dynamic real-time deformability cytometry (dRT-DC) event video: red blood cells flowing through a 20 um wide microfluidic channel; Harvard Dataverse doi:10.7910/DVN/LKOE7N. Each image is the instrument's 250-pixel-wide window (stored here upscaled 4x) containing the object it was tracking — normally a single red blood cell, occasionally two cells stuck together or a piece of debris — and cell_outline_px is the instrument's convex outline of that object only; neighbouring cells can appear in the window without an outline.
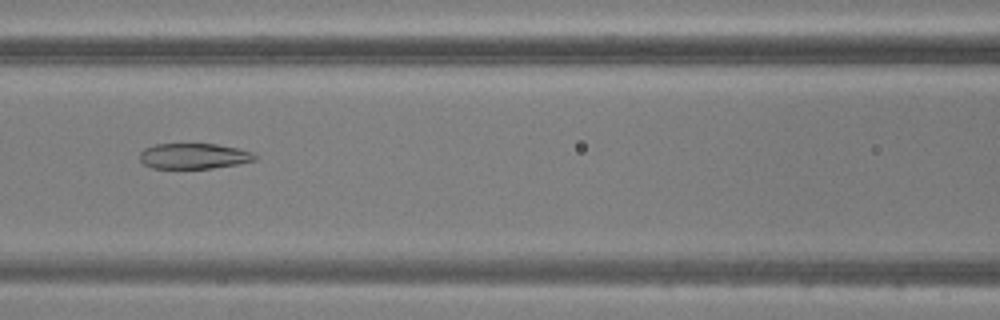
{"species": "common noctule bat (a hibernating species)", "species_latin": "Nyctalus noctula", "temperature_condition": "warm", "stored_images_in_passage": 41, "camera_frame_rate_fps": 3000, "um_per_image_px": 0.085, "animal": {"sex": "male", "body_mass_g": 20.5, "forearm_length_mm": 52.5}, "frame": {"image": 1, "passage_image": 22, "time_ms": 7.0, "image_size_px": [1000, 320], "cell_outline_px": [[256, 160], [236, 164], [212, 168], [152, 168], [144, 164], [140, 160], [140, 152], [144, 148], [156, 144], [216, 144], [236, 148], [252, 152], [256, 156]], "centroid_in_image_um": [16.45, 13.26], "position_along_channel_um": 150.2, "area_um2": 16.99}}
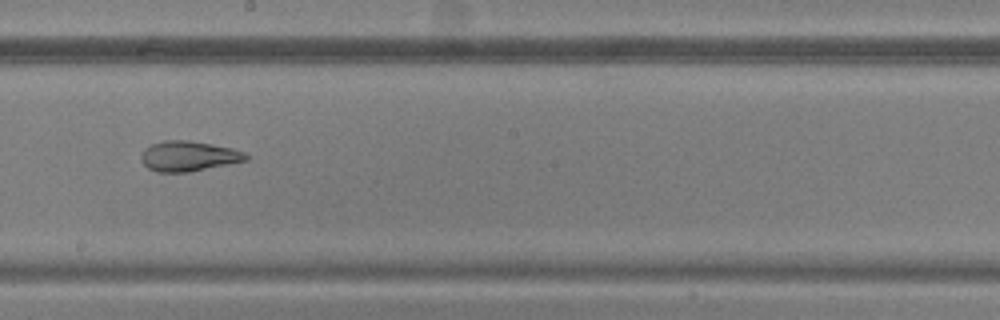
{"frame": {"image": 2, "passage_image": 28, "time_ms": 9.0, "image_size_px": [1000, 320], "cell_outline_px": [[248, 160], [192, 172], [156, 172], [148, 168], [140, 160], [140, 156], [144, 148], [152, 144], [164, 140], [188, 140], [212, 144], [232, 148], [244, 152], [248, 156]], "centroid_in_image_um": [16.01, 13.28], "position_along_channel_um": 232.2, "area_um2": 18.61}}
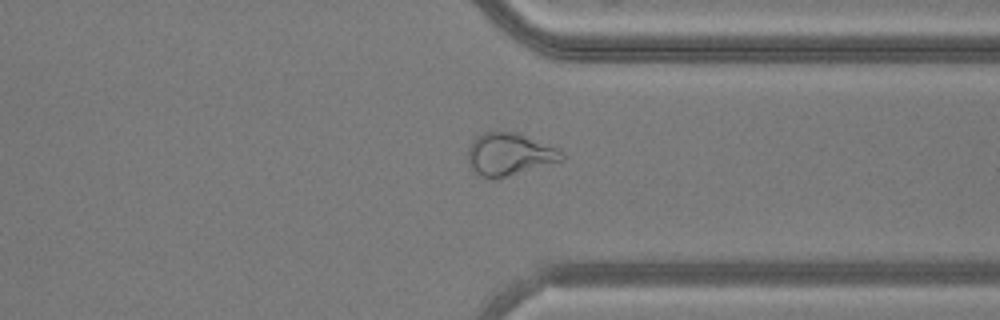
{"frame": {"image": 3, "passage_image": 38, "time_ms": 12.333, "image_size_px": [1000, 320], "cell_outline_px": [[564, 160], [504, 176], [480, 176], [468, 164], [468, 148], [472, 140], [476, 136], [484, 132], [520, 132], [560, 148], [564, 152]], "centroid_in_image_um": [43.34, 13.05], "position_along_channel_um": 368.1, "area_um2": 23.06}}